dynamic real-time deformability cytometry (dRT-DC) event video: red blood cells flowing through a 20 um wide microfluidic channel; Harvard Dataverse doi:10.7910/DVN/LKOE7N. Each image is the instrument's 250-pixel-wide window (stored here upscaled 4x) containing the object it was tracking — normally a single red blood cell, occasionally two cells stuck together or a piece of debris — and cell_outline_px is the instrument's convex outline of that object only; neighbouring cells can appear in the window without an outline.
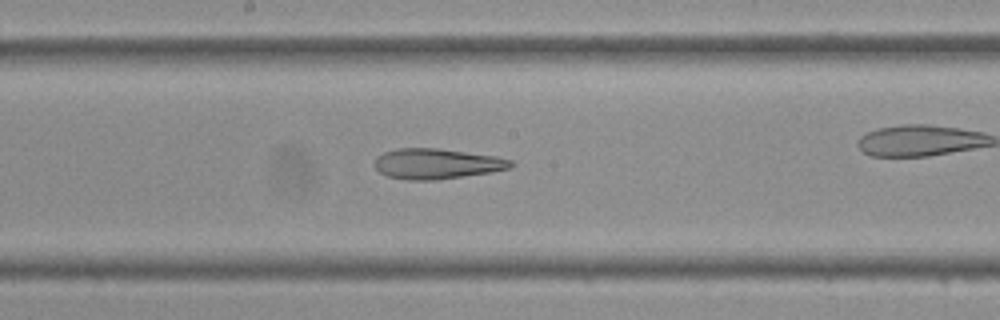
{"species": "Egyptian fruit bat (a non-hibernating species)", "species_latin": "Rousettus aegyptiacus", "temperature_condition": "cold", "stored_images_in_passage": 35, "camera_frame_rate_fps": 3000, "um_per_image_px": 0.085, "frame": {"image": 1, "passage_image": 20, "time_ms": 6.333, "image_size_px": [1000, 320], "cell_outline_px": [[516, 164], [512, 168], [492, 172], [436, 180], [408, 180], [388, 176], [380, 172], [372, 164], [376, 156], [384, 152], [396, 148], [436, 148], [496, 156], [512, 160]], "centroid_in_image_um": [37.13, 13.92], "position_along_channel_um": 211.1, "area_um2": 24.33}}
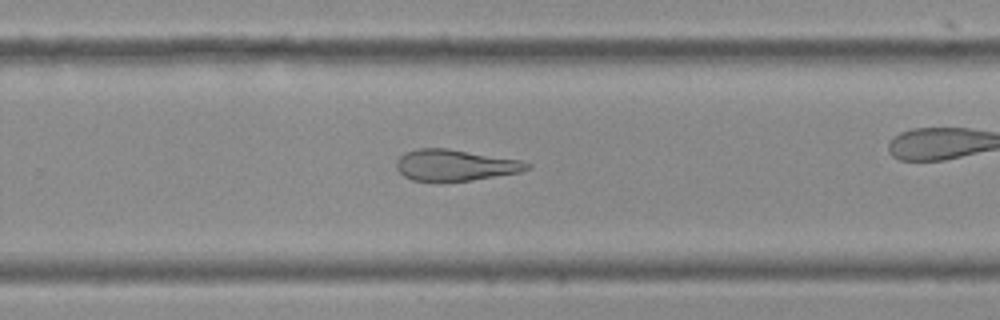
{"frame": {"image": 2, "passage_image": 25, "time_ms": 8.0, "image_size_px": [1000, 320], "cell_outline_px": [[532, 168], [520, 172], [472, 180], [412, 180], [404, 176], [396, 168], [396, 160], [404, 152], [416, 148], [448, 148], [520, 160], [532, 164]], "centroid_in_image_um": [38.69, 14.02], "position_along_channel_um": 291.1, "area_um2": 23.64}}